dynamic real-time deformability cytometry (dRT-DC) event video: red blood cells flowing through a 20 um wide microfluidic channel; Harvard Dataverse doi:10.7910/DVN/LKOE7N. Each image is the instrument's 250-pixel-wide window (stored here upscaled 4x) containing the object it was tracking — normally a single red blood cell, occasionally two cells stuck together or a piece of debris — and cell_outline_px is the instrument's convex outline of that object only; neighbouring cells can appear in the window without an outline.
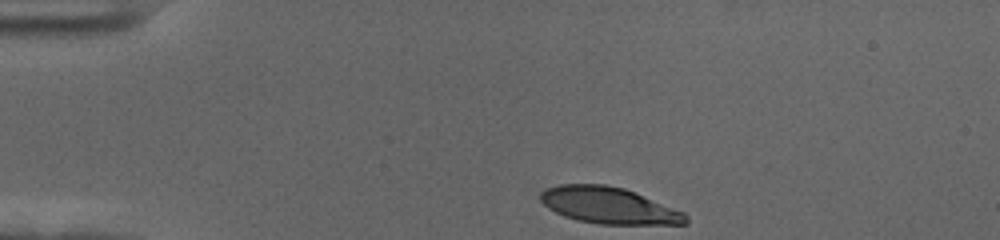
{"species": "human", "species_latin": "Homo sapiens", "temperature_condition": "cold", "stored_images_in_passage": 38, "camera_frame_rate_fps": 3000, "um_per_image_px": 0.085, "donor": {"sex": "female"}, "frame": {"image": 1, "passage_image": 1, "time_ms": 0.0, "image_size_px": [1000, 240], "cell_outline_px": [[688, 224], [600, 224], [576, 220], [564, 216], [548, 208], [540, 200], [540, 192], [548, 188], [560, 184], [604, 184], [624, 188], [684, 212], [688, 216]], "centroid_in_image_um": [51.74, 17.47], "position_along_channel_um": 33.3, "area_um2": 30.75}}
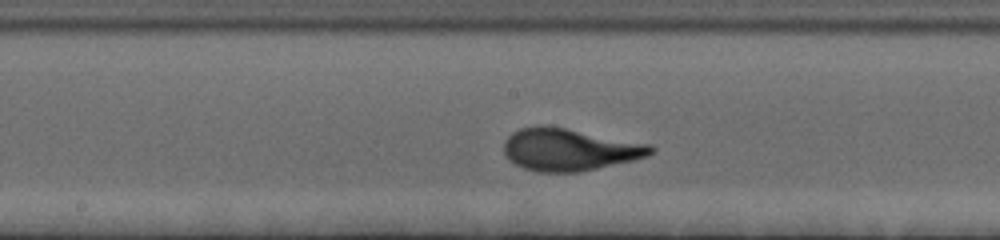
{"frame": {"image": 2, "passage_image": 20, "time_ms": 6.333, "image_size_px": [1000, 240], "cell_outline_px": [[656, 148], [648, 156], [632, 160], [580, 172], [536, 172], [524, 168], [516, 164], [504, 152], [504, 140], [512, 132], [520, 128], [540, 124], [544, 124], [652, 144]], "centroid_in_image_um": [48.4, 12.7], "position_along_channel_um": 199.8, "area_um2": 36.18}}
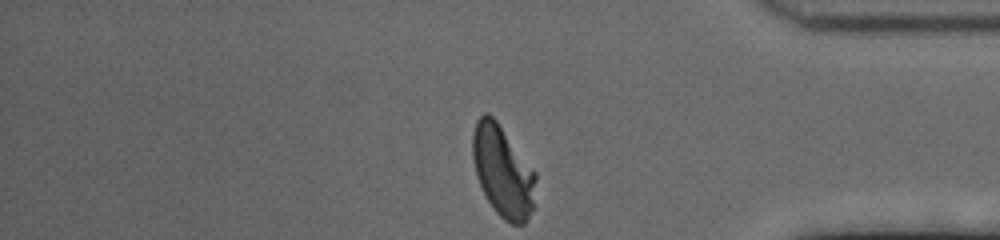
{"frame": {"image": 3, "passage_image": 38, "time_ms": 12.333, "image_size_px": [1000, 240], "cell_outline_px": [[536, 176], [532, 208], [524, 224], [512, 224], [504, 220], [496, 212], [488, 200], [476, 176], [472, 156], [472, 132], [476, 120], [484, 112], [488, 112], [496, 120], [536, 172]], "centroid_in_image_um": [42.71, 14.52], "position_along_channel_um": 392.5, "area_um2": 33.29}, "authors_computed_cell_mechanics": {"area_um2": 34.1598, "velocity_mm_per_s": 3.5275, "shape_relaxation_time_tau1_ms": 4.061, "shape_relaxation_time_tau2_ms": null, "deformation_change_tau1": 0.1976, "deformation_change_tau2": null}}